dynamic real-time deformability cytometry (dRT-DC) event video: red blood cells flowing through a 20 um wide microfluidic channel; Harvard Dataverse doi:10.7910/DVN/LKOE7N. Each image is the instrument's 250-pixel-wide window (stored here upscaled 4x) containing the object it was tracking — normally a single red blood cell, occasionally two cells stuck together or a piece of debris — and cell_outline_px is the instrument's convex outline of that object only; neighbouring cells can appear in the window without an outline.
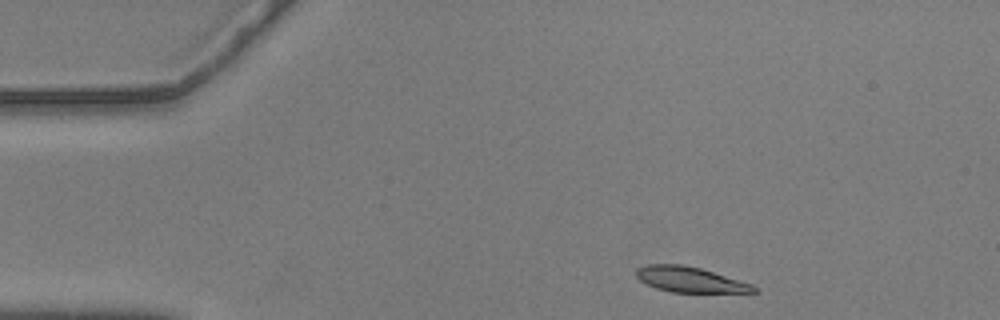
{"species": "common noctule bat (a hibernating species)", "species_latin": "Nyctalus noctula", "temperature_condition": "warm", "stored_images_in_passage": 49, "camera_frame_rate_fps": 3000, "um_per_image_px": 0.085, "animal": {"sex": "male", "body_mass_g": 20.5, "forearm_length_mm": 52.5}, "frame": {"image": 1, "passage_image": 1, "time_ms": 0.0, "image_size_px": [1000, 320], "cell_outline_px": [[760, 292], [672, 292], [656, 288], [640, 280], [636, 276], [636, 268], [648, 264], [680, 264], [700, 268], [752, 284]], "centroid_in_image_um": [58.63, 23.76], "position_along_channel_um": 26.4, "area_um2": 17.17}}
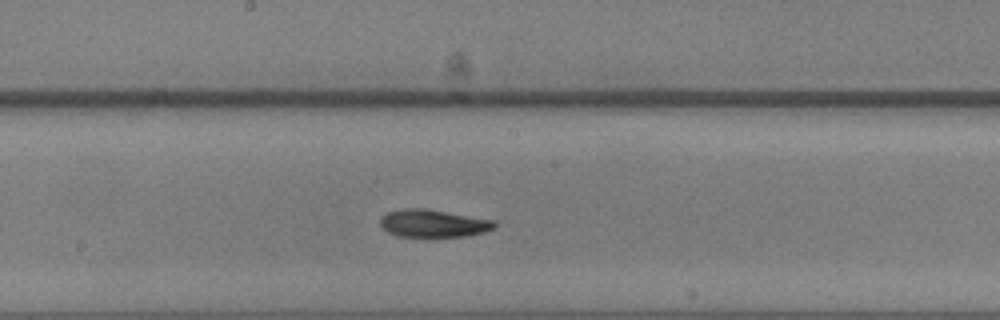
{"frame": {"image": 2, "passage_image": 22, "time_ms": 7.0, "image_size_px": [1000, 320], "cell_outline_px": [[496, 228], [484, 232], [468, 236], [428, 240], [400, 236], [388, 232], [380, 224], [380, 220], [388, 212], [404, 208], [424, 208], [496, 220]], "centroid_in_image_um": [36.88, 19.04], "position_along_channel_um": 211.3, "area_um2": 19.25}}
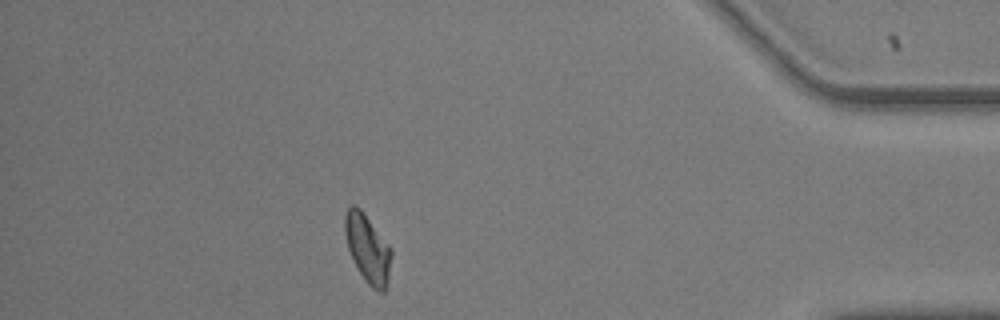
{"frame": {"image": 3, "passage_image": 42, "time_ms": 13.667, "image_size_px": [1000, 320], "cell_outline_px": [[392, 256], [388, 276], [384, 292], [376, 292], [368, 284], [360, 272], [348, 248], [344, 232], [344, 216], [348, 208], [352, 204], [356, 204], [360, 208], [392, 248]], "centroid_in_image_um": [31.25, 21.09], "position_along_channel_um": 403.9, "area_um2": 18.32}, "authors_computed_cell_mechanics": {"area_um2": 18.2648, "velocity_mm_per_s": 3.5646, "shape_relaxation_time_tau1_ms": 6.368, "shape_relaxation_time_tau2_ms": 5.9375, "deformation_change_tau1": 0.1667, "deformation_change_tau2": 0.115}}